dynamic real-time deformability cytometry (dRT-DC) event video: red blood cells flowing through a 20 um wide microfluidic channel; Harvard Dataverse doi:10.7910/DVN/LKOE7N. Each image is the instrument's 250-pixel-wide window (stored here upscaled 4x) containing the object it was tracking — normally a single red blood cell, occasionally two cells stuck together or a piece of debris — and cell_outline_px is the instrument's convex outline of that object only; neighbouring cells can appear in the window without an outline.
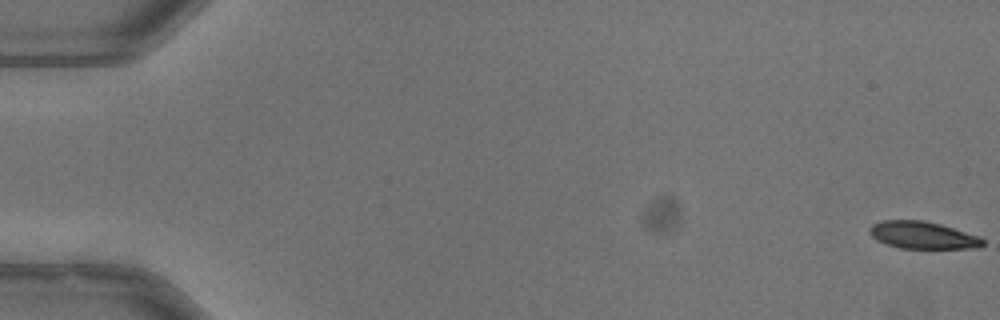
{"species": "common noctule bat (a hibernating species)", "species_latin": "Nyctalus noctula", "temperature_condition": "warm", "stored_images_in_passage": 11, "camera_frame_rate_fps": 3000, "um_per_image_px": 0.085, "animal": {"sex": "male", "body_mass_g": 13.3}, "frame": {"image": 1, "passage_image": 1, "time_ms": 0.0, "image_size_px": [1000, 320], "cell_outline_px": [[984, 244], [980, 248], [900, 248], [876, 240], [872, 236], [872, 224], [884, 220], [920, 220], [940, 224], [976, 236], [984, 240]], "centroid_in_image_um": [78.44, 20.0], "position_along_channel_um": 6.6, "area_um2": 17.51}}